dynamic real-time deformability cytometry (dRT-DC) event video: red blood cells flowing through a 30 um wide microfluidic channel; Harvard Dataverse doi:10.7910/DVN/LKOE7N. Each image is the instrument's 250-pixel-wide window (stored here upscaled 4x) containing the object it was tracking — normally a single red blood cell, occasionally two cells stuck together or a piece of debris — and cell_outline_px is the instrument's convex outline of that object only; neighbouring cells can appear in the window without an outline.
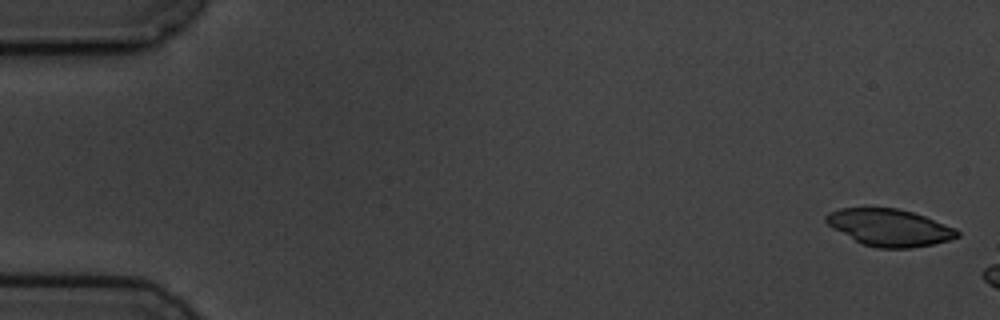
{"species": "common noctule bat (a hibernating species)", "species_latin": "Nyctalus noctula", "temperature_condition": "cold", "stored_images_in_passage": 4, "camera_frame_rate_fps": 3000, "um_per_image_px": 0.085, "animal": {"sex": "male", "body_mass_g": 19.5, "forearm_length_mm": 54.6}, "frame": {"image": 1, "passage_image": 1, "time_ms": 0.0, "image_size_px": [1000, 320], "cell_outline_px": [[960, 236], [948, 240], [932, 244], [912, 248], [876, 248], [864, 244], [832, 228], [824, 220], [824, 216], [828, 212], [840, 208], [900, 208], [924, 216], [956, 228], [960, 232]], "centroid_in_image_um": [75.6, 19.33], "position_along_channel_um": 9.4, "area_um2": 28.21}}